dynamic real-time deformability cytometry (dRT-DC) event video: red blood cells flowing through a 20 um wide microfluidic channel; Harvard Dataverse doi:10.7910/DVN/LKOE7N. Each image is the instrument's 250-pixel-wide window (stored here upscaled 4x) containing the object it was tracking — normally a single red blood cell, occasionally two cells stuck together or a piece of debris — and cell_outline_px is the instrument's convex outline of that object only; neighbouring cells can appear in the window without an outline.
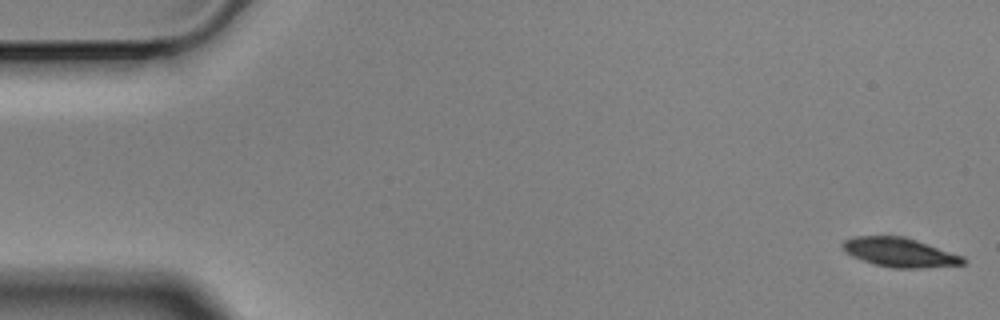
{"species": "Egyptian fruit bat (a non-hibernating species)", "species_latin": "Rousettus aegyptiacus", "temperature_condition": "cold", "stored_images_in_passage": 4, "camera_frame_rate_fps": 3000, "um_per_image_px": 0.085, "animal": {"sex": "male"}, "frame": {"image": 1, "passage_image": 1, "time_ms": 0.0, "image_size_px": [1000, 320], "cell_outline_px": [[964, 264], [924, 268], [892, 268], [872, 264], [852, 256], [844, 252], [840, 244], [844, 240], [852, 236], [904, 236], [964, 256]], "centroid_in_image_um": [76.42, 21.45], "position_along_channel_um": 8.6, "area_um2": 20.63}}
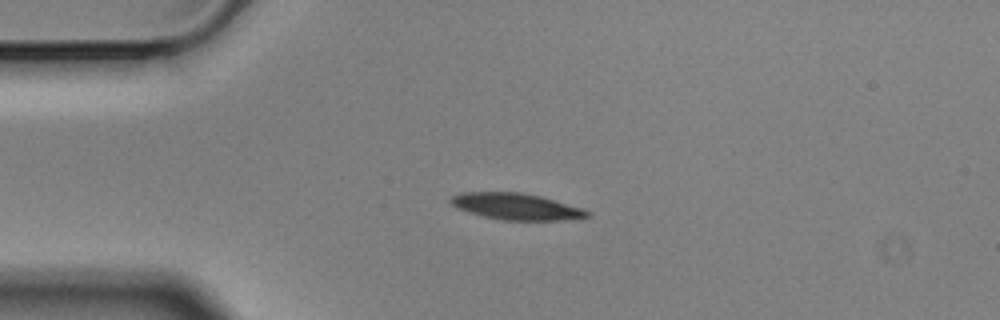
{"frame": {"image": 2, "passage_image": 4, "time_ms": 1.0, "image_size_px": [1000, 320], "cell_outline_px": [[592, 216], [564, 220], [504, 220], [484, 216], [468, 212], [456, 208], [448, 200], [452, 196], [460, 192], [520, 192], [540, 196], [584, 208], [592, 212]], "centroid_in_image_um": [43.9, 17.55], "position_along_channel_um": 41.1, "area_um2": 21.15}}